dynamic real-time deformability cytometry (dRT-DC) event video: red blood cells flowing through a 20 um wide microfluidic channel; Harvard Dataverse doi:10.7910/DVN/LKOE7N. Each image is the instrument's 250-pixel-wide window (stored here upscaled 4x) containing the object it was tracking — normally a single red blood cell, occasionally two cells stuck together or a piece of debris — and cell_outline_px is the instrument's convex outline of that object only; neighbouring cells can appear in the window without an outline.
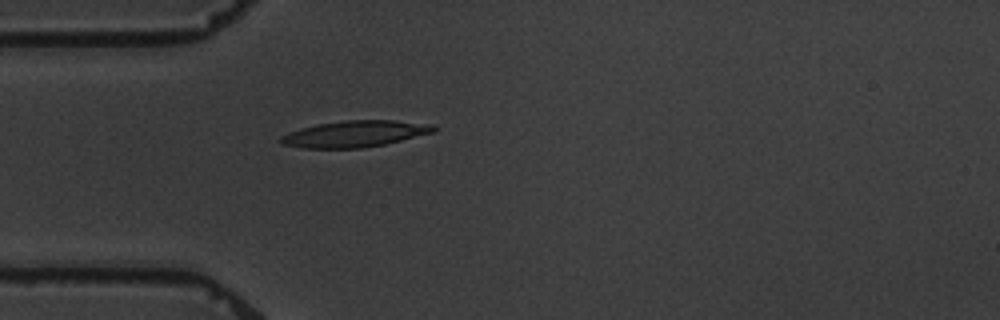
{"species": "common noctule bat (a hibernating species)", "species_latin": "Nyctalus noctula", "temperature_condition": "warm", "stored_images_in_passage": 4, "camera_frame_rate_fps": 3000, "um_per_image_px": 0.085, "animal": {"sex": "male", "body_mass_g": 19.5, "forearm_length_mm": 54.6}, "frame": {"image": 1, "passage_image": 4, "time_ms": 3.667, "image_size_px": [1000, 320], "cell_outline_px": [[440, 128], [436, 132], [384, 144], [360, 148], [304, 148], [284, 144], [276, 140], [280, 136], [300, 128], [316, 124], [344, 120], [392, 120], [432, 124]], "centroid_in_image_um": [30.18, 11.37], "position_along_channel_um": 54.8, "area_um2": 23.64}}